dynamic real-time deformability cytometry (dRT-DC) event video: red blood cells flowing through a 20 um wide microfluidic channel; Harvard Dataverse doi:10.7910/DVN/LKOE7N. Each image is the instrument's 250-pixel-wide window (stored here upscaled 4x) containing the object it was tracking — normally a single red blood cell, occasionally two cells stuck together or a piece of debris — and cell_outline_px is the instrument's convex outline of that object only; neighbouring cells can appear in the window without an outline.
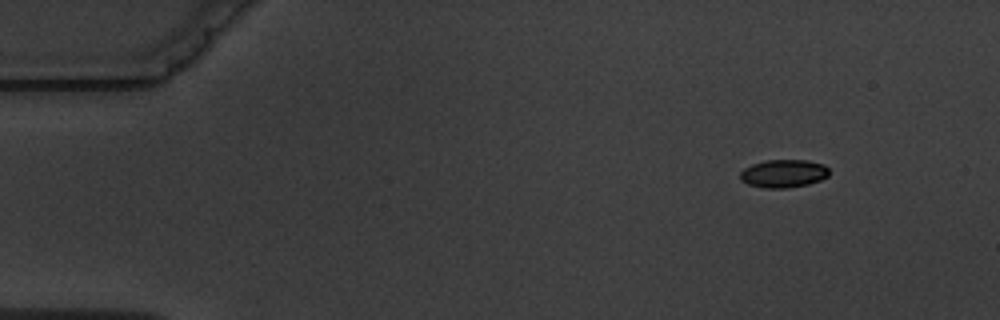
{"species": "common noctule bat (a hibernating species)", "species_latin": "Nyctalus noctula", "temperature_condition": "warm", "stored_images_in_passage": 4, "camera_frame_rate_fps": 3000, "um_per_image_px": 0.085, "animal": {"sex": "male", "body_mass_g": 19.5, "forearm_length_mm": 54.6}, "frame": {"image": 1, "passage_image": 1, "time_ms": 0.0, "image_size_px": [1000, 320], "cell_outline_px": [[828, 176], [820, 180], [808, 184], [788, 188], [764, 188], [748, 184], [740, 180], [740, 172], [744, 168], [752, 164], [764, 160], [808, 160], [824, 164], [828, 168]], "centroid_in_image_um": [66.59, 14.74], "position_along_channel_um": 18.4, "area_um2": 14.62}}
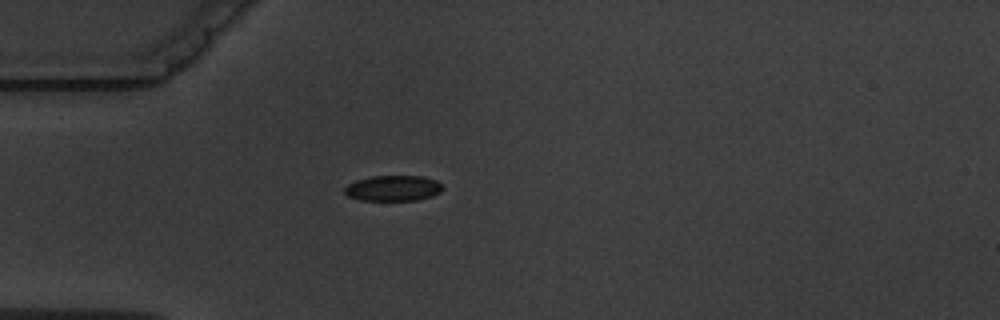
{"frame": {"image": 2, "passage_image": 3, "time_ms": 3.333, "image_size_px": [1000, 320], "cell_outline_px": [[444, 188], [440, 192], [432, 196], [416, 200], [360, 200], [348, 196], [344, 192], [344, 188], [348, 184], [356, 180], [372, 176], [420, 176], [436, 180]], "centroid_in_image_um": [33.41, 16.0], "position_along_channel_um": 51.6, "area_um2": 14.57}}